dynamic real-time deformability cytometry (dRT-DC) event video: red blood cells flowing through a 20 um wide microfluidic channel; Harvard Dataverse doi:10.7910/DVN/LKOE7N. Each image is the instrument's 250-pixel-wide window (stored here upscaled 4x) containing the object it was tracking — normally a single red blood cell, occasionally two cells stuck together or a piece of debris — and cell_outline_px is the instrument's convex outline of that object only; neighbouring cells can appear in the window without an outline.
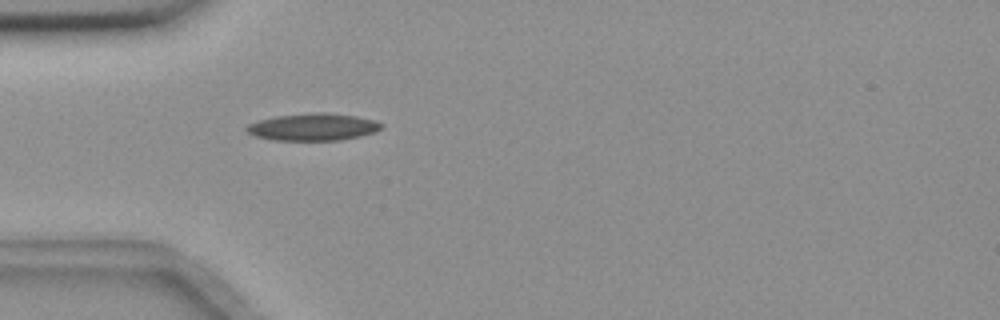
{"species": "common noctule bat (a hibernating species)", "species_latin": "Nyctalus noctula", "temperature_condition": "room temperature", "stored_images_in_passage": 3, "camera_frame_rate_fps": 3000, "um_per_image_px": 0.085, "animal": {"sex": "female", "body_mass_g": 18.4}, "frame": {"image": 1, "passage_image": 3, "time_ms": 0.667, "image_size_px": [1000, 320], "cell_outline_px": [[384, 124], [376, 132], [360, 136], [340, 140], [272, 140], [256, 136], [248, 132], [244, 128], [248, 124], [260, 120], [276, 116], [312, 112], [324, 112], [356, 116], [376, 120]], "centroid_in_image_um": [26.63, 10.79], "position_along_channel_um": 58.4, "area_um2": 21.39}}